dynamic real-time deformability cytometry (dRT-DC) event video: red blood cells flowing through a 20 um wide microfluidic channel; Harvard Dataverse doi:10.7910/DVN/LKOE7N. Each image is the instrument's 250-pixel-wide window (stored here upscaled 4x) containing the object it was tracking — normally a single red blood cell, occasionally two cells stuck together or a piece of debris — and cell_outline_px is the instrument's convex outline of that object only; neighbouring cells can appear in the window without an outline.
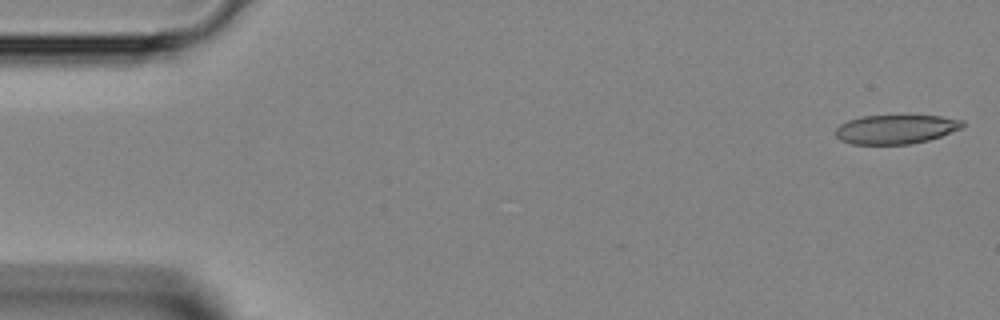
{"species": "Egyptian fruit bat (a non-hibernating species)", "species_latin": "Rousettus aegyptiacus", "temperature_condition": "room temperature", "stored_images_in_passage": 39, "camera_frame_rate_fps": 3000, "um_per_image_px": 0.085, "animal": {"sex": "female"}, "frame": {"image": 1, "passage_image": 1, "time_ms": 0.0, "image_size_px": [1000, 320], "cell_outline_px": [[964, 128], [928, 140], [908, 144], [852, 144], [840, 140], [836, 136], [836, 128], [840, 124], [848, 120], [860, 116], [940, 116], [964, 120]], "centroid_in_image_um": [76.15, 10.98], "position_along_channel_um": 8.8, "area_um2": 21.5}}
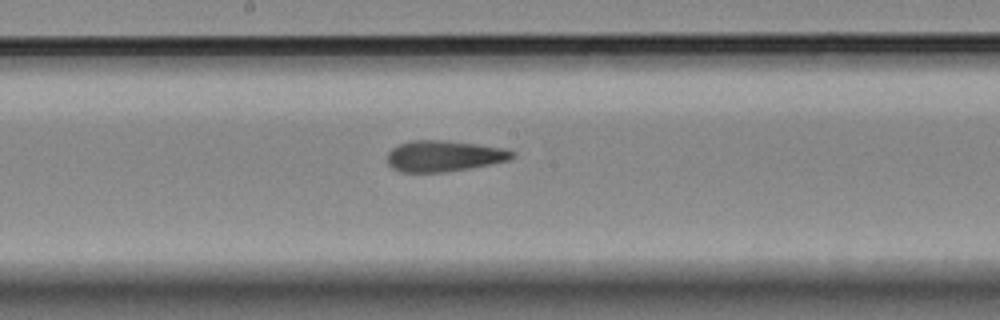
{"frame": {"image": 2, "passage_image": 23, "time_ms": 7.333, "image_size_px": [1000, 320], "cell_outline_px": [[516, 156], [508, 160], [468, 168], [444, 172], [400, 172], [392, 168], [388, 164], [388, 152], [392, 148], [400, 144], [412, 140], [444, 140], [476, 144], [504, 148], [516, 152]], "centroid_in_image_um": [37.72, 13.26], "position_along_channel_um": 210.5, "area_um2": 22.48}}
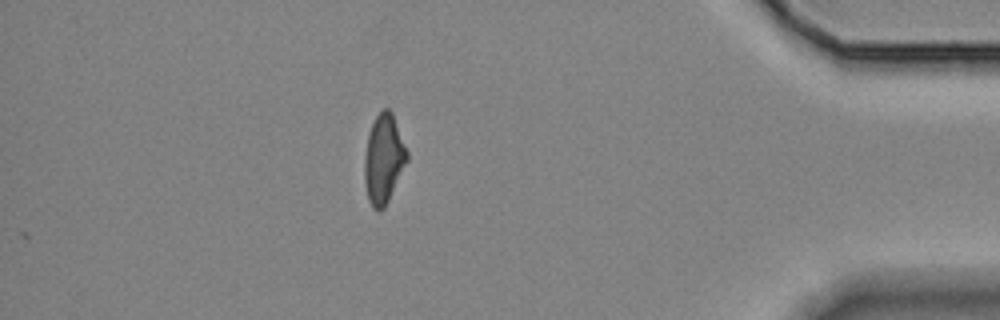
{"frame": {"image": 3, "passage_image": 39, "time_ms": 12.667, "image_size_px": [1000, 320], "cell_outline_px": [[408, 160], [384, 208], [380, 212], [376, 212], [372, 208], [368, 200], [364, 184], [364, 156], [368, 136], [372, 124], [376, 116], [384, 108], [388, 108], [392, 112], [408, 152]], "centroid_in_image_um": [32.6, 13.55], "position_along_channel_um": 402.6, "area_um2": 22.14}}